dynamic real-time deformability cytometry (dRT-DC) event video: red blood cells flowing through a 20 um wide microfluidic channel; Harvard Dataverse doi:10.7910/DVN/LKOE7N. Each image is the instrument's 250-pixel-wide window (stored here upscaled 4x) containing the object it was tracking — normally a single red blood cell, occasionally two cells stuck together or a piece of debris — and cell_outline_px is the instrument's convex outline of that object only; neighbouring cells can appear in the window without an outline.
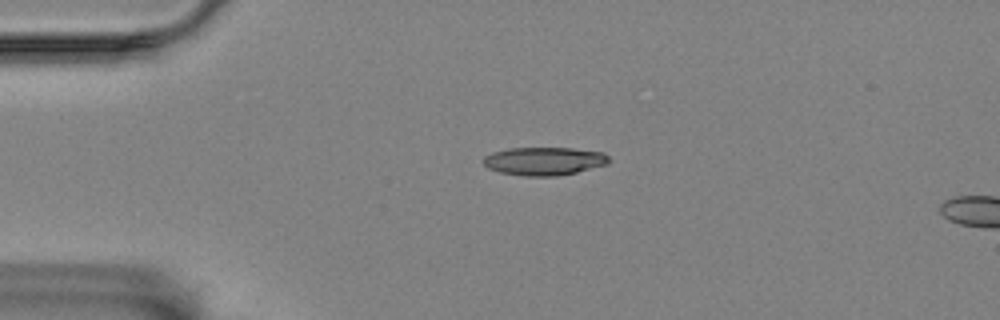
{"species": "Egyptian fruit bat (a non-hibernating species)", "species_latin": "Rousettus aegyptiacus", "temperature_condition": "room temperature", "stored_images_in_passage": 5, "camera_frame_rate_fps": 3000, "um_per_image_px": 0.085, "animal": {"sex": "female"}, "frame": {"image": 1, "passage_image": 1, "time_ms": 0.0, "image_size_px": [1000, 320], "cell_outline_px": [[608, 164], [576, 172], [556, 176], [524, 176], [500, 172], [488, 168], [480, 160], [484, 156], [492, 152], [508, 148], [572, 148], [604, 152], [608, 156]], "centroid_in_image_um": [46.22, 13.69], "position_along_channel_um": 38.8, "area_um2": 20.69}}